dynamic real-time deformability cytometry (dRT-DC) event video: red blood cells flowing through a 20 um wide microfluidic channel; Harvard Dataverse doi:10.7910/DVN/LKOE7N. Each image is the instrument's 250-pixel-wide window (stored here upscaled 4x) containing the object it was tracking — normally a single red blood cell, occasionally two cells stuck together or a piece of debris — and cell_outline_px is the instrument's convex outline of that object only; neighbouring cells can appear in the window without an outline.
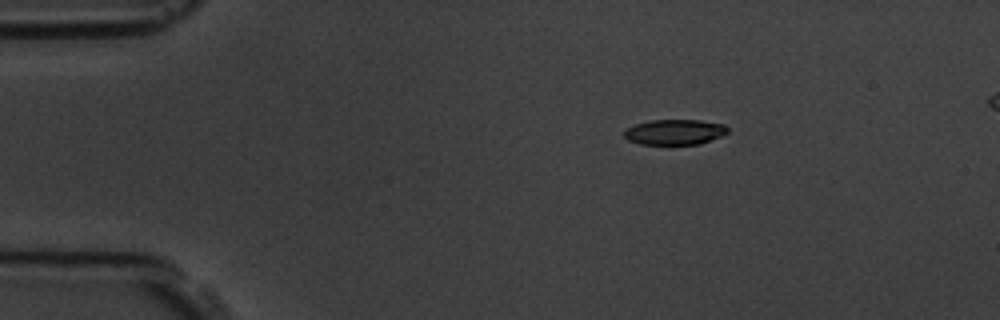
{"species": "common noctule bat (a hibernating species)", "species_latin": "Nyctalus noctula", "temperature_condition": "room temperature", "stored_images_in_passage": 4, "segment_of_instrument_passage": [1, 2], "camera_frame_rate_fps": 3000, "um_per_image_px": 0.085, "animal": {"sex": "male", "body_mass_g": 19.5, "forearm_length_mm": 54.6}, "frame": {"image": 1, "passage_image": 1, "time_ms": 0.0, "image_size_px": [1000, 320], "cell_outline_px": [[728, 132], [720, 136], [700, 144], [640, 144], [628, 140], [624, 136], [624, 132], [628, 128], [636, 124], [652, 120], [700, 120], [724, 124], [728, 128]], "centroid_in_image_um": [57.36, 11.22], "position_along_channel_um": 27.6, "area_um2": 15.14}}